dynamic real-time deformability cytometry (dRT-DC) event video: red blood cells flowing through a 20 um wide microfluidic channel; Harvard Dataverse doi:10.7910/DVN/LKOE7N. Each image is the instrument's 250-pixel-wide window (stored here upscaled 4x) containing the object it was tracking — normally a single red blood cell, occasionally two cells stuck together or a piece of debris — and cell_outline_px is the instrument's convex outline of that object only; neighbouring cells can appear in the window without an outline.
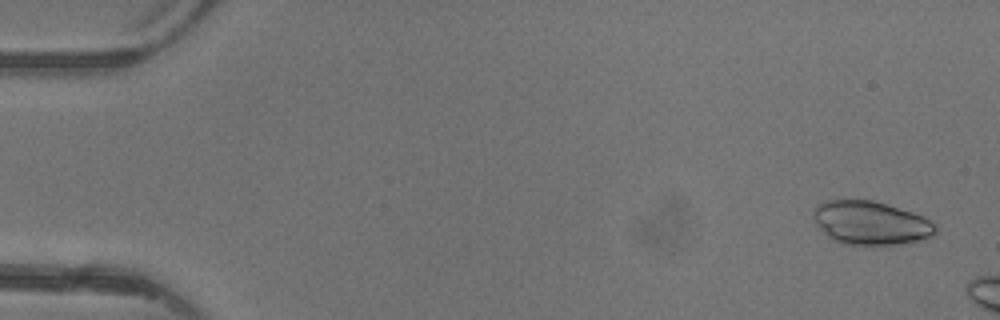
{"species": "common noctule bat (a hibernating species)", "species_latin": "Nyctalus noctula", "temperature_condition": "warm", "stored_images_in_passage": 3, "camera_frame_rate_fps": 3000, "um_per_image_px": 0.085, "animal": {"sex": "female"}, "frame": {"image": 1, "passage_image": 1, "time_ms": 0.0, "image_size_px": [1000, 320], "cell_outline_px": [[936, 232], [932, 236], [900, 244], [872, 248], [844, 244], [832, 240], [816, 224], [812, 216], [812, 212], [824, 200], [872, 200], [912, 212], [936, 224]], "centroid_in_image_um": [73.98, 18.99], "position_along_channel_um": 11.0, "area_um2": 31.39}}